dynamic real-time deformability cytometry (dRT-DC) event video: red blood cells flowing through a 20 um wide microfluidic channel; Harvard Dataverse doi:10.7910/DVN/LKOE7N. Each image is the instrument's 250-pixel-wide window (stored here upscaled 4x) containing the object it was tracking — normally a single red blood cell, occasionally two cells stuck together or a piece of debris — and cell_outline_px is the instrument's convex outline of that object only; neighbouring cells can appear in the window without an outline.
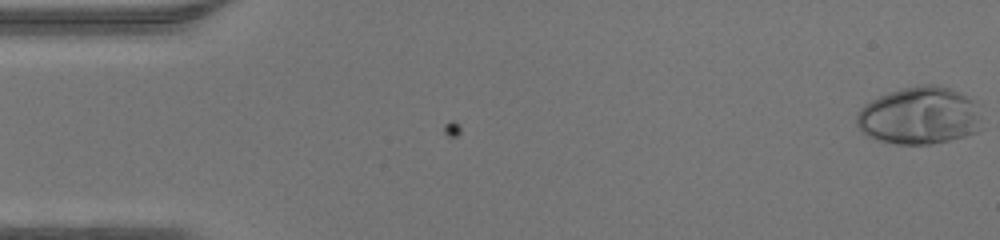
{"species": "human", "species_latin": "Homo sapiens", "temperature_condition": "warm", "stored_images_in_passage": 47, "camera_frame_rate_fps": 3000, "um_per_image_px": 0.085, "donor": {"sex": "male"}, "frame": {"image": 1, "passage_image": 1, "time_ms": 0.0, "image_size_px": [1000, 240], "cell_outline_px": [[984, 128], [976, 132], [964, 136], [932, 144], [896, 144], [876, 140], [860, 132], [856, 124], [856, 116], [860, 108], [864, 104], [888, 92], [900, 88], [920, 84], [936, 84], [952, 88], [984, 104]], "centroid_in_image_um": [78.26, 9.82], "position_along_channel_um": 6.7, "area_um2": 43.52}}
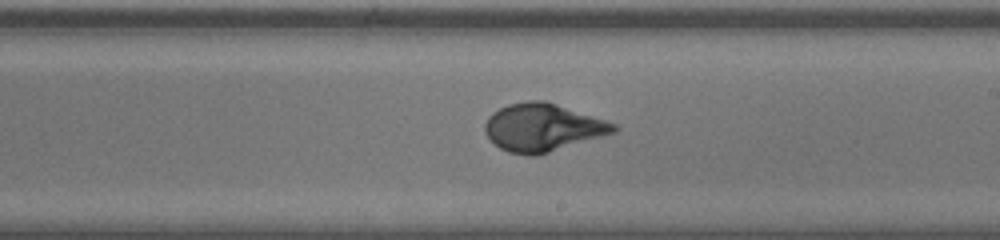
{"frame": {"image": 2, "passage_image": 27, "time_ms": 8.667, "image_size_px": [1000, 240], "cell_outline_px": [[620, 128], [616, 132], [536, 156], [528, 156], [508, 152], [500, 148], [484, 132], [484, 124], [488, 116], [492, 112], [508, 104], [528, 100], [544, 100], [616, 124]], "centroid_in_image_um": [46.1, 10.84], "position_along_channel_um": 242.9, "area_um2": 35.66}}
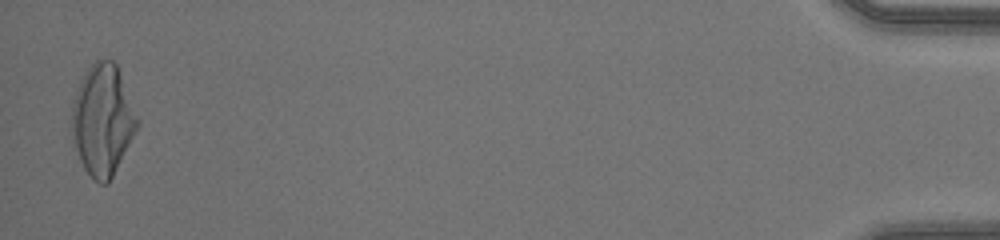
{"frame": {"image": 3, "passage_image": 46, "time_ms": 15.0, "image_size_px": [1000, 240], "cell_outline_px": [[140, 124], [108, 184], [100, 184], [84, 168], [80, 160], [72, 140], [72, 104], [80, 80], [84, 72], [96, 60], [112, 60], [116, 64], [140, 120]], "centroid_in_image_um": [8.73, 10.2], "position_along_channel_um": 426.5, "area_um2": 42.08}}